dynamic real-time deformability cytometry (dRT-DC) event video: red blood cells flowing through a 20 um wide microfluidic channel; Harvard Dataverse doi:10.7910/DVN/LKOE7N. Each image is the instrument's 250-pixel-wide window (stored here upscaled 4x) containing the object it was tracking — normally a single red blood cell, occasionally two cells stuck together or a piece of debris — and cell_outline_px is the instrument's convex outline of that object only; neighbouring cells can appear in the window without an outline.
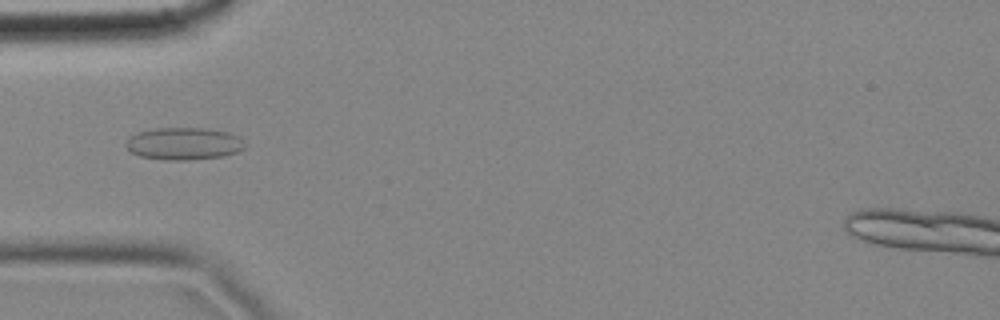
{"species": "common noctule bat (a hibernating species)", "species_latin": "Nyctalus noctula", "temperature_condition": "cold", "stored_images_in_passage": 8, "camera_frame_rate_fps": 3000, "um_per_image_px": 0.085, "animal": {"sex": "female", "body_mass_g": 18.4}, "frame": {"image": 1, "passage_image": 5, "time_ms": 1.333, "image_size_px": [1000, 320], "cell_outline_px": [[248, 144], [244, 148], [236, 152], [224, 156], [188, 160], [164, 160], [140, 156], [132, 152], [124, 144], [136, 132], [156, 128], [204, 128], [228, 132], [240, 136]], "centroid_in_image_um": [15.67, 12.21], "position_along_channel_um": 69.3, "area_um2": 22.54}}
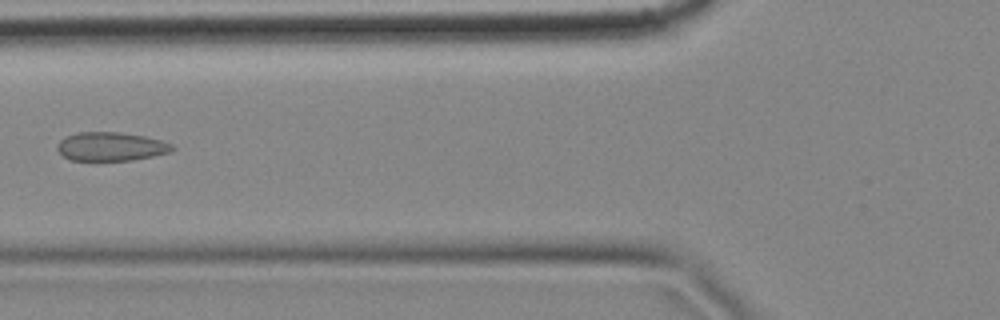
{"frame": {"image": 2, "passage_image": 6, "time_ms": 1.667, "image_size_px": [1000, 320], "cell_outline_px": [[176, 148], [172, 152], [132, 160], [68, 160], [56, 148], [56, 144], [60, 140], [68, 136], [80, 132], [120, 132], [144, 136], [160, 140], [172, 144]], "centroid_in_image_um": [9.44, 12.46], "position_along_channel_um": 116.4, "area_um2": 19.19}}
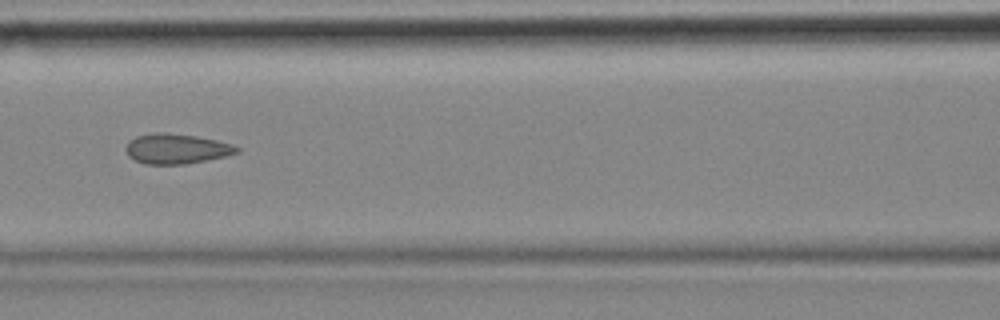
{"frame": {"image": 3, "passage_image": 7, "time_ms": 2.0, "image_size_px": [1000, 320], "cell_outline_px": [[240, 152], [224, 156], [188, 164], [144, 164], [128, 156], [124, 148], [128, 140], [136, 136], [156, 132], [160, 132], [196, 136], [216, 140], [232, 144], [240, 148]], "centroid_in_image_um": [14.97, 12.64], "position_along_channel_um": 151.6, "area_um2": 19.48}}